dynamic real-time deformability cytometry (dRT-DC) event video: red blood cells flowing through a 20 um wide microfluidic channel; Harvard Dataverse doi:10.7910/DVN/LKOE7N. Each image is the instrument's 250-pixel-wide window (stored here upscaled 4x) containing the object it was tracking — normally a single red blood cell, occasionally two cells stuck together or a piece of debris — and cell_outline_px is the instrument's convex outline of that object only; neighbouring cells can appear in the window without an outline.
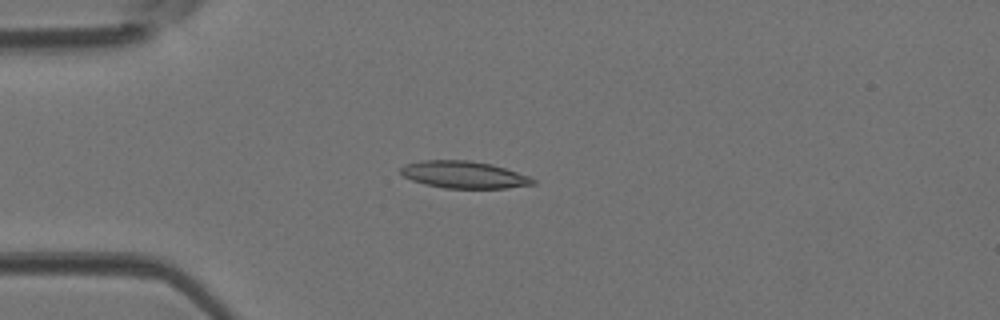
{"species": "Egyptian fruit bat (a non-hibernating species)", "species_latin": "Rousettus aegyptiacus", "temperature_condition": "room temperature", "stored_images_in_passage": 46, "camera_frame_rate_fps": 3000, "um_per_image_px": 0.085, "animal": {"sex": "female"}, "frame": {"image": 1, "passage_image": 12, "time_ms": 3.667, "image_size_px": [1000, 320], "cell_outline_px": [[536, 184], [508, 188], [444, 188], [412, 180], [404, 176], [400, 172], [400, 168], [404, 164], [420, 160], [468, 160], [492, 164], [532, 176], [536, 180]], "centroid_in_image_um": [39.48, 14.84], "position_along_channel_um": 45.5, "area_um2": 21.04}}
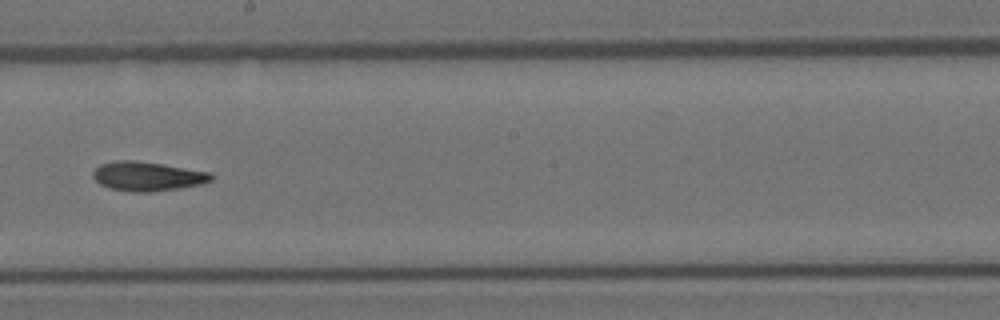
{"frame": {"image": 2, "passage_image": 26, "time_ms": 8.333, "image_size_px": [1000, 320], "cell_outline_px": [[216, 176], [212, 180], [200, 184], [180, 188], [148, 192], [132, 192], [108, 188], [100, 184], [92, 176], [92, 172], [100, 164], [116, 160], [132, 160], [160, 164], [208, 172]], "centroid_in_image_um": [12.5, 14.99], "position_along_channel_um": 235.7, "area_um2": 20.0}}
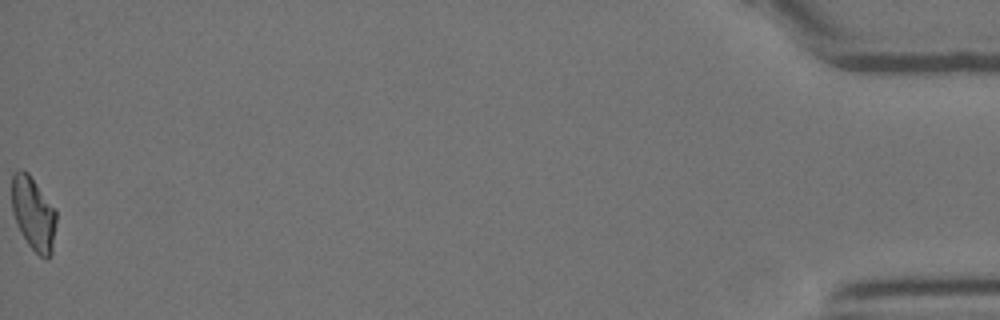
{"frame": {"image": 3, "passage_image": 46, "time_ms": 15.0, "image_size_px": [1000, 320], "cell_outline_px": [[56, 224], [52, 252], [48, 260], [44, 260], [28, 244], [16, 220], [12, 208], [12, 172], [16, 168], [20, 168], [28, 172], [56, 208]], "centroid_in_image_um": [2.86, 18.11], "position_along_channel_um": 432.3, "area_um2": 19.19}}